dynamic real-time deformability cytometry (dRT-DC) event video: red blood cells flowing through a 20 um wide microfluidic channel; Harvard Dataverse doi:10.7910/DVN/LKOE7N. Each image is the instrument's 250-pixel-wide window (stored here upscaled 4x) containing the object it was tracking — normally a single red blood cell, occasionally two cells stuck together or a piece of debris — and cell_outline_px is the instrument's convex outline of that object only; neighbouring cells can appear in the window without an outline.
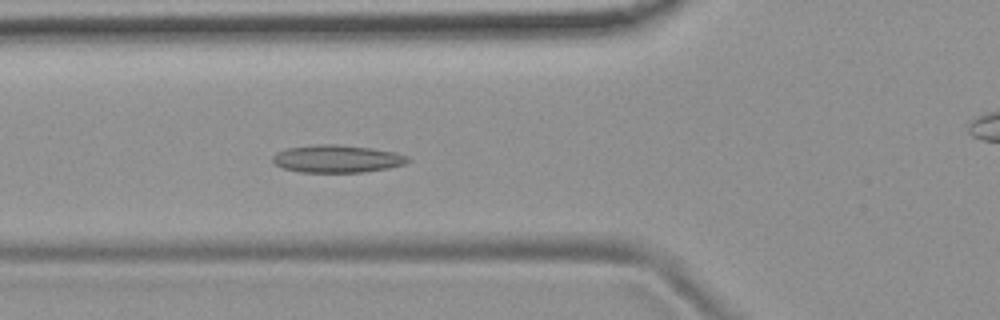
{"species": "common noctule bat (a hibernating species)", "species_latin": "Nyctalus noctula", "temperature_condition": "room temperature", "stored_images_in_passage": 55, "camera_frame_rate_fps": 3000, "um_per_image_px": 0.085, "animal": {"sex": "female", "body_mass_g": 19.9}, "frame": {"image": 1, "passage_image": 20, "time_ms": 6.333, "image_size_px": [1000, 320], "cell_outline_px": [[412, 160], [404, 164], [388, 168], [364, 172], [300, 172], [284, 168], [272, 164], [272, 156], [276, 152], [284, 148], [316, 144], [336, 144], [372, 148], [396, 152], [408, 156]], "centroid_in_image_um": [28.63, 13.49], "position_along_channel_um": 97.2, "area_um2": 22.02}}
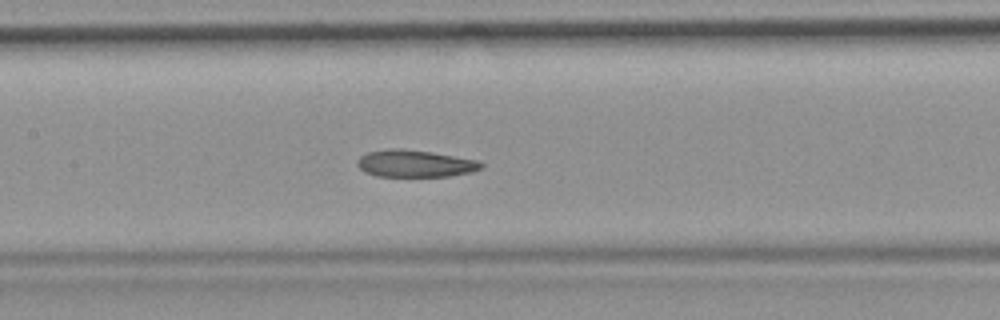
{"frame": {"image": 2, "passage_image": 26, "time_ms": 8.333, "image_size_px": [1000, 320], "cell_outline_px": [[484, 168], [472, 172], [448, 176], [376, 176], [364, 172], [356, 164], [356, 160], [360, 156], [368, 152], [388, 148], [396, 148], [432, 152], [476, 160], [484, 164]], "centroid_in_image_um": [35.26, 13.9], "position_along_channel_um": 172.1, "area_um2": 19.59}}
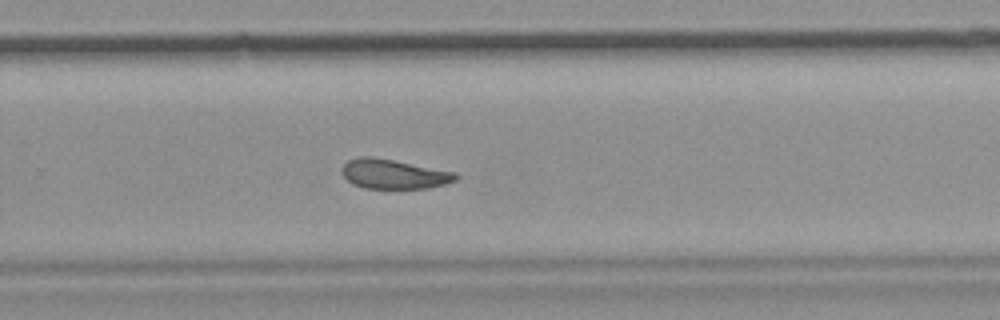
{"frame": {"image": 3, "passage_image": 36, "time_ms": 11.667, "image_size_px": [1000, 320], "cell_outline_px": [[460, 176], [456, 180], [444, 184], [428, 188], [364, 188], [352, 184], [344, 176], [340, 168], [348, 160], [360, 156], [372, 156], [456, 172]], "centroid_in_image_um": [33.46, 14.79], "position_along_channel_um": 296.3, "area_um2": 19.59}, "authors_computed_cell_mechanics": {"area_um2": 20.5768, "velocity_mm_per_s": 3.7374, "shape_relaxation_time_tau1_ms": null, "shape_relaxation_time_tau2_ms": 5.3167, "deformation_change_tau1": null, "deformation_change_tau2": 0.1103}}